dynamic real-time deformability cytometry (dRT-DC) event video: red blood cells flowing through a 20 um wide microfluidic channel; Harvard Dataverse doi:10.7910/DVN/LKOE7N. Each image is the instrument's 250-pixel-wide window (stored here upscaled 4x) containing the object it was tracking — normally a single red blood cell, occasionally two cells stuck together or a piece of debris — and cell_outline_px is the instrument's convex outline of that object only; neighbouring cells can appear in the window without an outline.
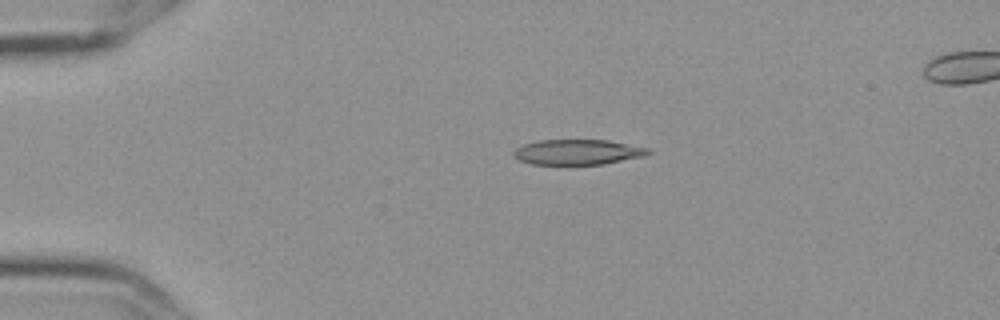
{"species": "Egyptian fruit bat (a non-hibernating species)", "species_latin": "Rousettus aegyptiacus", "temperature_condition": "cold", "stored_images_in_passage": 5, "camera_frame_rate_fps": 3000, "um_per_image_px": 0.085, "frame": {"image": 1, "passage_image": 3, "time_ms": 0.667, "image_size_px": [1000, 320], "cell_outline_px": [[652, 152], [644, 156], [604, 164], [532, 164], [520, 160], [512, 156], [512, 152], [516, 148], [524, 144], [540, 140], [608, 140], [648, 148]], "centroid_in_image_um": [49.09, 12.92], "position_along_channel_um": 35.9, "area_um2": 19.71}}